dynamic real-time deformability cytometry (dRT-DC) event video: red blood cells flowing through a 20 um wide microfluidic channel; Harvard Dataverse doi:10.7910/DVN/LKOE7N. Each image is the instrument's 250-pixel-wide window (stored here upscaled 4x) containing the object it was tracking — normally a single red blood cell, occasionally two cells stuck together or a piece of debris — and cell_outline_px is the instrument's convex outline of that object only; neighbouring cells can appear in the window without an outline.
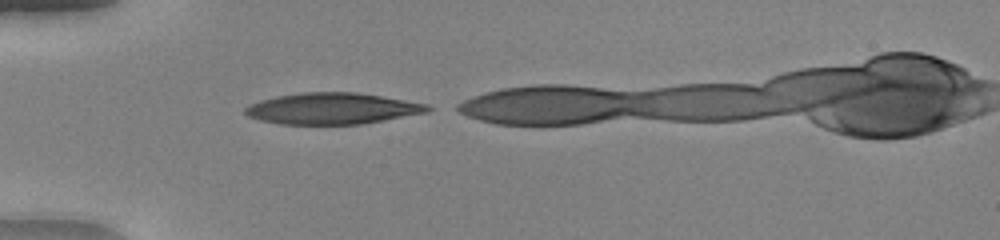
{"species": "human", "species_latin": "Homo sapiens", "temperature_condition": "warm", "stored_images_in_passage": 27, "camera_frame_rate_fps": 3000, "um_per_image_px": 0.085, "donor": {"sex": "female"}, "frame": {"image": 1, "passage_image": 1, "time_ms": 0.0, "image_size_px": [1000, 240], "cell_outline_px": [[432, 108], [428, 112], [384, 120], [360, 124], [280, 124], [260, 120], [248, 116], [244, 112], [244, 108], [248, 104], [260, 100], [276, 96], [300, 92], [356, 92], [428, 104]], "centroid_in_image_um": [28.2, 9.22], "position_along_channel_um": 56.8, "area_um2": 33.23}}
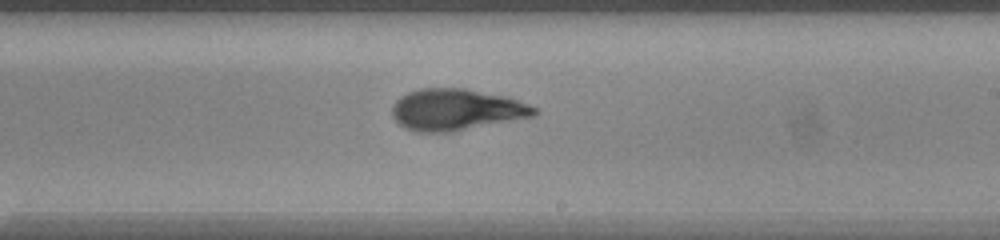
{"frame": {"image": 2, "passage_image": 16, "time_ms": 5.0, "image_size_px": [1000, 240], "cell_outline_px": [[536, 116], [452, 132], [416, 132], [404, 128], [392, 116], [392, 104], [400, 96], [408, 92], [420, 88], [464, 88], [508, 96], [528, 104], [536, 108]], "centroid_in_image_um": [38.77, 9.32], "position_along_channel_um": 250.2, "area_um2": 34.62}}
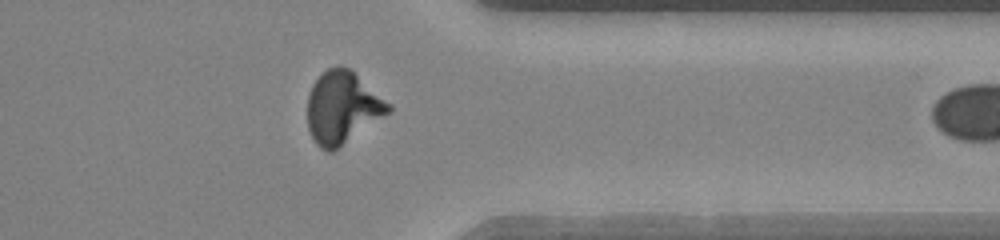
{"frame": {"image": 3, "passage_image": 26, "time_ms": 8.333, "image_size_px": [1000, 240], "cell_outline_px": [[392, 112], [332, 152], [328, 152], [320, 148], [316, 144], [308, 128], [308, 96], [312, 84], [328, 68], [336, 64], [340, 64], [348, 68], [392, 104]], "centroid_in_image_um": [29.13, 9.15], "position_along_channel_um": 382.3, "area_um2": 34.16}}